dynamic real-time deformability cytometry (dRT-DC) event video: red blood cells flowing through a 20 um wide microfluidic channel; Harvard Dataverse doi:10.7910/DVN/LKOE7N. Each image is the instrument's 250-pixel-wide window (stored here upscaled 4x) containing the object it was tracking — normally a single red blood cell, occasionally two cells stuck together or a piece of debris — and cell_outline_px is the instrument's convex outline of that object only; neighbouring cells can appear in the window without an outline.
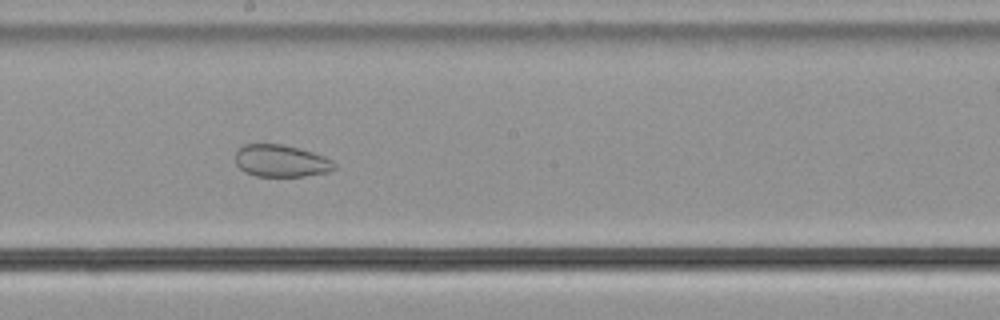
{"species": "common noctule bat (a hibernating species)", "species_latin": "Nyctalus noctula", "temperature_condition": "cold", "stored_images_in_passage": 56, "camera_frame_rate_fps": 3000, "um_per_image_px": 0.085, "animal": {"sex": "male", "body_mass_g": 21.5, "forearm_length_mm": 52.0}, "frame": {"image": 1, "passage_image": 32, "time_ms": 10.333, "image_size_px": [1000, 320], "cell_outline_px": [[336, 168], [328, 172], [304, 176], [256, 176], [244, 172], [236, 164], [236, 152], [244, 144], [280, 144], [312, 152], [324, 156], [332, 160], [336, 164]], "centroid_in_image_um": [23.89, 13.68], "position_along_channel_um": 224.3, "area_um2": 18.44}}